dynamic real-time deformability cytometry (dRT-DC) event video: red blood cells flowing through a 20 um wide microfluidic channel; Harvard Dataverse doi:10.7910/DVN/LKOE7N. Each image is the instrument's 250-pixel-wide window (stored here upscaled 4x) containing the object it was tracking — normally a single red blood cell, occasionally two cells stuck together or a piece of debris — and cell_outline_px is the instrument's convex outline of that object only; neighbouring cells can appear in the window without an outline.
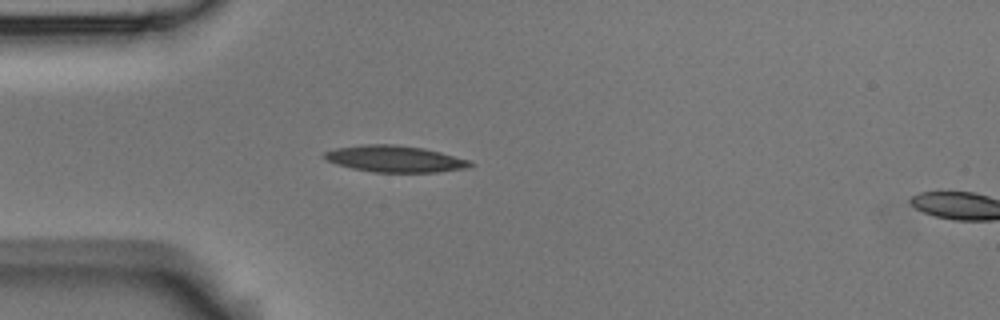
{"species": "Egyptian fruit bat (a non-hibernating species)", "species_latin": "Rousettus aegyptiacus", "temperature_condition": "room temperature", "stored_images_in_passage": 5, "camera_frame_rate_fps": 3000, "um_per_image_px": 0.085, "animal": {"sex": "male"}, "frame": {"image": 1, "passage_image": 4, "time_ms": 1.0, "image_size_px": [1000, 320], "cell_outline_px": [[472, 164], [468, 168], [436, 172], [372, 172], [352, 168], [336, 164], [320, 156], [324, 152], [336, 148], [364, 144], [392, 144], [424, 148], [440, 152], [468, 160]], "centroid_in_image_um": [33.51, 13.5], "position_along_channel_um": 51.5, "area_um2": 22.43}}